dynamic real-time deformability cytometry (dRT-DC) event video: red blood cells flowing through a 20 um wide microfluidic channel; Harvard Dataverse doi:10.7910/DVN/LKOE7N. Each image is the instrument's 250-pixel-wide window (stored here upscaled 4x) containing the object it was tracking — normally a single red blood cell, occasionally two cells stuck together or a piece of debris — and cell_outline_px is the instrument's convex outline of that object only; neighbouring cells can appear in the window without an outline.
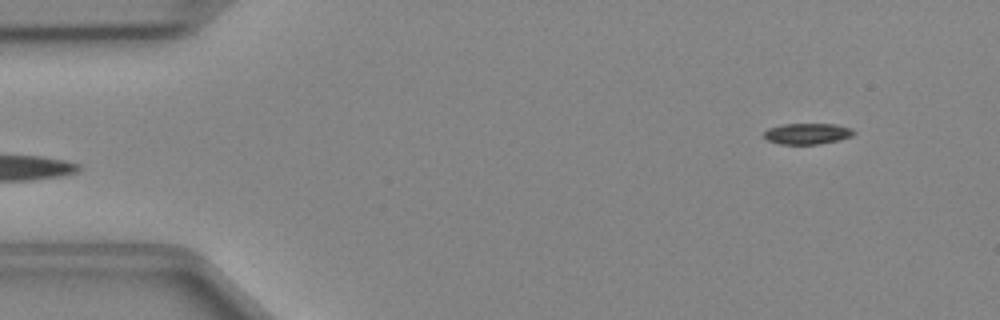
{"species": "Egyptian fruit bat (a non-hibernating species)", "species_latin": "Rousettus aegyptiacus", "temperature_condition": "cold", "stored_images_in_passage": 44, "camera_frame_rate_fps": 3000, "um_per_image_px": 0.085, "animal": {"sex": "female"}, "frame": {"image": 1, "passage_image": 1, "time_ms": 0.0, "image_size_px": [1000, 320], "cell_outline_px": [[856, 132], [852, 136], [840, 140], [820, 144], [780, 144], [768, 140], [764, 136], [764, 132], [768, 128], [784, 124], [836, 124], [852, 128]], "centroid_in_image_um": [68.66, 11.36], "position_along_channel_um": 16.3, "area_um2": 11.04}}
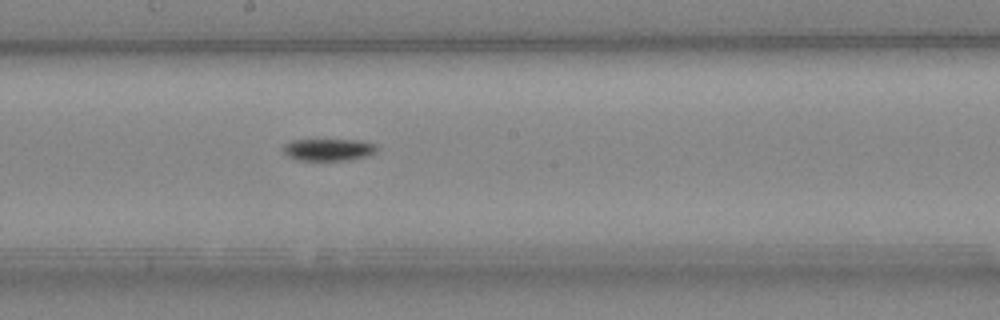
{"frame": {"image": 2, "passage_image": 22, "time_ms": 7.0, "image_size_px": [1000, 320], "cell_outline_px": [[376, 152], [368, 156], [348, 160], [296, 160], [288, 156], [280, 148], [284, 144], [292, 140], [360, 140], [376, 144]], "centroid_in_image_um": [27.9, 12.72], "position_along_channel_um": 220.3, "area_um2": 12.14}}
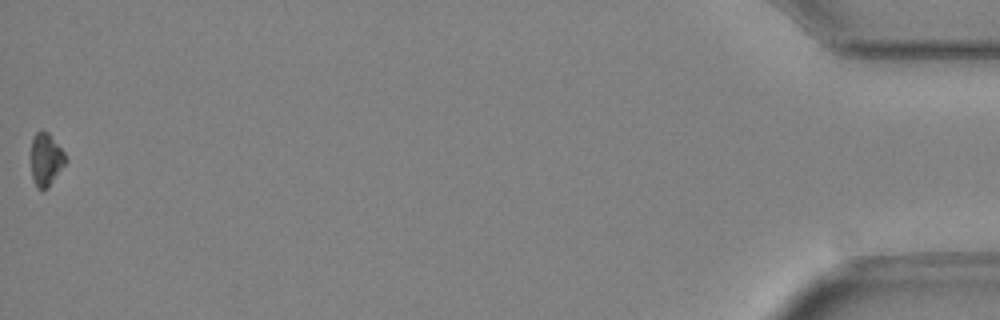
{"frame": {"image": 3, "passage_image": 44, "time_ms": 14.333, "image_size_px": [1000, 320], "cell_outline_px": [[68, 160], [48, 188], [36, 188], [32, 180], [32, 136], [40, 128], [48, 132], [64, 152]], "centroid_in_image_um": [3.91, 13.53], "position_along_channel_um": 431.3, "area_um2": 10.69}}